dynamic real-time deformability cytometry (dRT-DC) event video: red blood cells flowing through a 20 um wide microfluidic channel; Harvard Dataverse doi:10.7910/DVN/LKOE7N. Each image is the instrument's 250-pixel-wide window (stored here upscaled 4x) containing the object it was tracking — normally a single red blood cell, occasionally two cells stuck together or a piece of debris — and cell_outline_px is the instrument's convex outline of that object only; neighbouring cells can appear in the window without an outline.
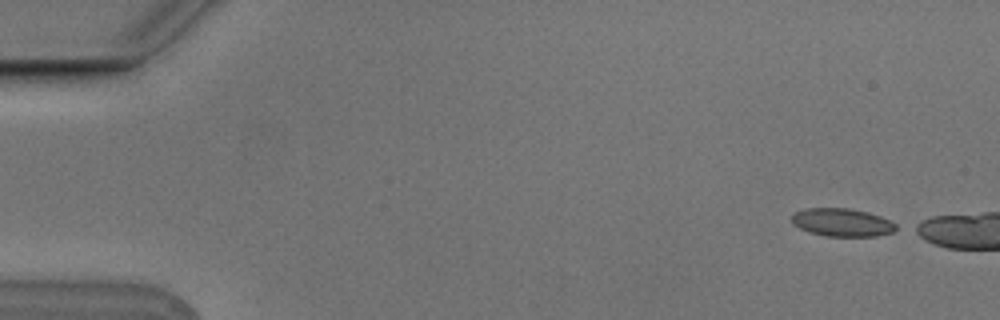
{"species": "Egyptian fruit bat (a non-hibernating species)", "species_latin": "Rousettus aegyptiacus", "temperature_condition": "cold", "stored_images_in_passage": 2, "segment_of_instrument_passage": [2, 2], "camera_frame_rate_fps": 3000, "um_per_image_px": 0.085, "animal": {"sex": "male"}, "frame": {"image": 1, "passage_image": 2, "time_ms": 0.333, "image_size_px": [1000, 320], "cell_outline_px": [[900, 228], [892, 232], [876, 236], [824, 236], [808, 232], [792, 224], [792, 216], [796, 212], [804, 208], [848, 208], [868, 212], [880, 216], [896, 224]], "centroid_in_image_um": [71.58, 18.91], "position_along_channel_um": 13.4, "area_um2": 17.11}}